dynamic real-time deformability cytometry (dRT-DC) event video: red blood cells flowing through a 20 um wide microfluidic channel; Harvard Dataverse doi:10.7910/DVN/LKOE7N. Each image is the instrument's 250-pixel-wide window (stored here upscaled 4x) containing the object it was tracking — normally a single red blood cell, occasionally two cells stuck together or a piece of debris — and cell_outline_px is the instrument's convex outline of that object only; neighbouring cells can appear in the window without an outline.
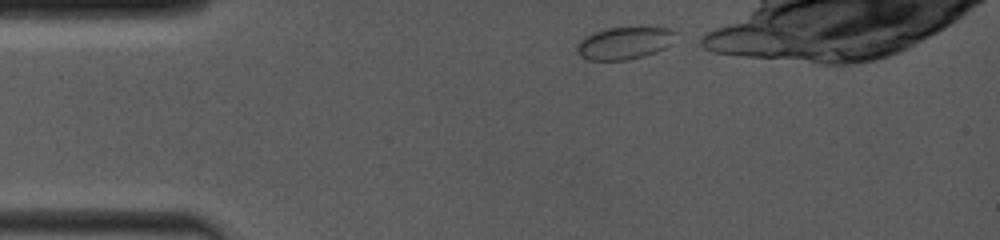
{"species": "common noctule bat (a hibernating species)", "species_latin": "Nyctalus noctula", "temperature_condition": "room temperature", "stored_images_in_passage": 10, "camera_frame_rate_fps": 4000, "um_per_image_px": 0.085, "animal": {"sex": "female", "body_mass_g": 19.0, "forearm_length_mm": 53.3}, "frame": {"image": 1, "passage_image": 1, "time_ms": 0.0, "image_size_px": [1000, 240], "cell_outline_px": [[676, 32], [672, 44], [656, 52], [644, 56], [628, 60], [588, 60], [580, 56], [576, 52], [576, 44], [584, 36], [592, 32], [608, 28], [644, 24], [648, 24], [668, 28]], "centroid_in_image_um": [53.09, 3.61], "position_along_channel_um": 31.9, "area_um2": 19.59}}
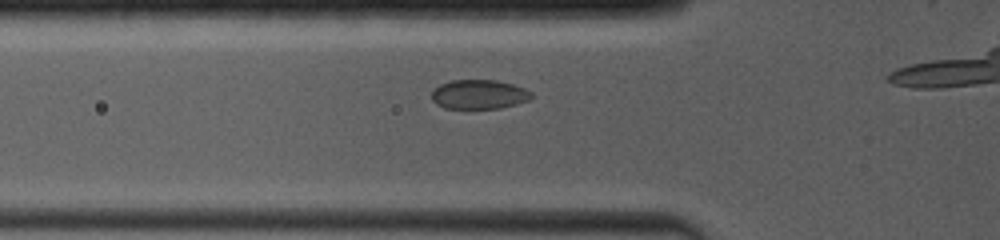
{"frame": {"image": 2, "passage_image": 6, "time_ms": 2.5, "image_size_px": [1000, 240], "cell_outline_px": [[532, 96], [528, 100], [516, 104], [500, 108], [444, 108], [436, 104], [432, 100], [432, 92], [440, 84], [452, 80], [496, 80], [512, 84], [524, 88], [532, 92]], "centroid_in_image_um": [40.71, 8.02], "position_along_channel_um": 85.1, "area_um2": 16.94}}
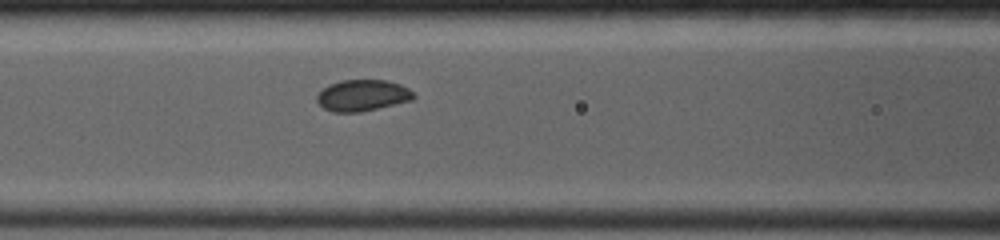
{"frame": {"image": 3, "passage_image": 9, "time_ms": 3.75, "image_size_px": [1000, 240], "cell_outline_px": [[416, 96], [412, 100], [360, 112], [332, 112], [324, 108], [316, 100], [316, 96], [328, 84], [344, 80], [388, 80], [400, 84], [408, 88]], "centroid_in_image_um": [30.81, 8.1], "position_along_channel_um": 135.8, "area_um2": 17.57}}